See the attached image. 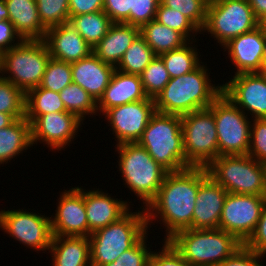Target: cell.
Here are the masks:
<instances>
[{"instance_id":"cell-1","label":"cell","mask_w":266,"mask_h":266,"mask_svg":"<svg viewBox=\"0 0 266 266\" xmlns=\"http://www.w3.org/2000/svg\"><path fill=\"white\" fill-rule=\"evenodd\" d=\"M199 186L200 167L168 172L157 195L144 208L147 227L151 225V221L160 218L166 228L165 241L179 231L192 229V216Z\"/></svg>"},{"instance_id":"cell-2","label":"cell","mask_w":266,"mask_h":266,"mask_svg":"<svg viewBox=\"0 0 266 266\" xmlns=\"http://www.w3.org/2000/svg\"><path fill=\"white\" fill-rule=\"evenodd\" d=\"M205 65L170 79L154 99L156 112L171 115H185L209 108L222 94L223 86L211 83Z\"/></svg>"},{"instance_id":"cell-3","label":"cell","mask_w":266,"mask_h":266,"mask_svg":"<svg viewBox=\"0 0 266 266\" xmlns=\"http://www.w3.org/2000/svg\"><path fill=\"white\" fill-rule=\"evenodd\" d=\"M191 266H217L243 246L221 229H185L168 240Z\"/></svg>"},{"instance_id":"cell-4","label":"cell","mask_w":266,"mask_h":266,"mask_svg":"<svg viewBox=\"0 0 266 266\" xmlns=\"http://www.w3.org/2000/svg\"><path fill=\"white\" fill-rule=\"evenodd\" d=\"M142 209L138 212L128 211L116 222L89 236L90 260L93 266H104L114 262L148 233L146 212Z\"/></svg>"},{"instance_id":"cell-5","label":"cell","mask_w":266,"mask_h":266,"mask_svg":"<svg viewBox=\"0 0 266 266\" xmlns=\"http://www.w3.org/2000/svg\"><path fill=\"white\" fill-rule=\"evenodd\" d=\"M138 143L168 172L187 168L181 116L156 112Z\"/></svg>"},{"instance_id":"cell-6","label":"cell","mask_w":266,"mask_h":266,"mask_svg":"<svg viewBox=\"0 0 266 266\" xmlns=\"http://www.w3.org/2000/svg\"><path fill=\"white\" fill-rule=\"evenodd\" d=\"M119 171L129 190L141 199L143 208L155 198L168 171L138 142L116 145Z\"/></svg>"},{"instance_id":"cell-7","label":"cell","mask_w":266,"mask_h":266,"mask_svg":"<svg viewBox=\"0 0 266 266\" xmlns=\"http://www.w3.org/2000/svg\"><path fill=\"white\" fill-rule=\"evenodd\" d=\"M206 169L228 193L266 196V165L249 155H222Z\"/></svg>"},{"instance_id":"cell-8","label":"cell","mask_w":266,"mask_h":266,"mask_svg":"<svg viewBox=\"0 0 266 266\" xmlns=\"http://www.w3.org/2000/svg\"><path fill=\"white\" fill-rule=\"evenodd\" d=\"M50 58L44 40L24 39L15 47L3 51L0 75L26 94L40 85Z\"/></svg>"},{"instance_id":"cell-9","label":"cell","mask_w":266,"mask_h":266,"mask_svg":"<svg viewBox=\"0 0 266 266\" xmlns=\"http://www.w3.org/2000/svg\"><path fill=\"white\" fill-rule=\"evenodd\" d=\"M187 168H207L220 156L213 112L201 109L181 116Z\"/></svg>"},{"instance_id":"cell-10","label":"cell","mask_w":266,"mask_h":266,"mask_svg":"<svg viewBox=\"0 0 266 266\" xmlns=\"http://www.w3.org/2000/svg\"><path fill=\"white\" fill-rule=\"evenodd\" d=\"M260 25L248 0H209L201 32L210 33L224 46L231 39Z\"/></svg>"},{"instance_id":"cell-11","label":"cell","mask_w":266,"mask_h":266,"mask_svg":"<svg viewBox=\"0 0 266 266\" xmlns=\"http://www.w3.org/2000/svg\"><path fill=\"white\" fill-rule=\"evenodd\" d=\"M209 109L214 115L220 156L248 155L252 120L223 93Z\"/></svg>"},{"instance_id":"cell-12","label":"cell","mask_w":266,"mask_h":266,"mask_svg":"<svg viewBox=\"0 0 266 266\" xmlns=\"http://www.w3.org/2000/svg\"><path fill=\"white\" fill-rule=\"evenodd\" d=\"M0 228L26 247L49 251L52 241L51 217L25 210H1Z\"/></svg>"},{"instance_id":"cell-13","label":"cell","mask_w":266,"mask_h":266,"mask_svg":"<svg viewBox=\"0 0 266 266\" xmlns=\"http://www.w3.org/2000/svg\"><path fill=\"white\" fill-rule=\"evenodd\" d=\"M266 196L228 193L224 202L219 229L245 243L260 219Z\"/></svg>"},{"instance_id":"cell-14","label":"cell","mask_w":266,"mask_h":266,"mask_svg":"<svg viewBox=\"0 0 266 266\" xmlns=\"http://www.w3.org/2000/svg\"><path fill=\"white\" fill-rule=\"evenodd\" d=\"M156 113L154 99L144 100L112 107L103 115L110 123L117 144L135 143L140 140L151 117Z\"/></svg>"},{"instance_id":"cell-15","label":"cell","mask_w":266,"mask_h":266,"mask_svg":"<svg viewBox=\"0 0 266 266\" xmlns=\"http://www.w3.org/2000/svg\"><path fill=\"white\" fill-rule=\"evenodd\" d=\"M222 86V93L245 114L266 119V72L237 74Z\"/></svg>"},{"instance_id":"cell-16","label":"cell","mask_w":266,"mask_h":266,"mask_svg":"<svg viewBox=\"0 0 266 266\" xmlns=\"http://www.w3.org/2000/svg\"><path fill=\"white\" fill-rule=\"evenodd\" d=\"M82 123L70 112L43 114L31 124L32 146L39 141L47 144L52 151L64 149L73 141Z\"/></svg>"},{"instance_id":"cell-17","label":"cell","mask_w":266,"mask_h":266,"mask_svg":"<svg viewBox=\"0 0 266 266\" xmlns=\"http://www.w3.org/2000/svg\"><path fill=\"white\" fill-rule=\"evenodd\" d=\"M55 216H51V229L54 236H86L88 222L84 205V189L72 187L61 193Z\"/></svg>"},{"instance_id":"cell-18","label":"cell","mask_w":266,"mask_h":266,"mask_svg":"<svg viewBox=\"0 0 266 266\" xmlns=\"http://www.w3.org/2000/svg\"><path fill=\"white\" fill-rule=\"evenodd\" d=\"M228 192L205 167H200V186L192 216V229H218Z\"/></svg>"},{"instance_id":"cell-19","label":"cell","mask_w":266,"mask_h":266,"mask_svg":"<svg viewBox=\"0 0 266 266\" xmlns=\"http://www.w3.org/2000/svg\"><path fill=\"white\" fill-rule=\"evenodd\" d=\"M266 28L259 25L255 29L237 36L223 48L237 68L234 75L241 73H263V46Z\"/></svg>"},{"instance_id":"cell-20","label":"cell","mask_w":266,"mask_h":266,"mask_svg":"<svg viewBox=\"0 0 266 266\" xmlns=\"http://www.w3.org/2000/svg\"><path fill=\"white\" fill-rule=\"evenodd\" d=\"M44 41L50 56L64 62L79 61L92 53V47L69 22L47 29Z\"/></svg>"},{"instance_id":"cell-21","label":"cell","mask_w":266,"mask_h":266,"mask_svg":"<svg viewBox=\"0 0 266 266\" xmlns=\"http://www.w3.org/2000/svg\"><path fill=\"white\" fill-rule=\"evenodd\" d=\"M84 205L88 222V237L93 232L116 222L130 210L127 201L114 199L99 189L84 191Z\"/></svg>"},{"instance_id":"cell-22","label":"cell","mask_w":266,"mask_h":266,"mask_svg":"<svg viewBox=\"0 0 266 266\" xmlns=\"http://www.w3.org/2000/svg\"><path fill=\"white\" fill-rule=\"evenodd\" d=\"M115 67L104 63L93 52L71 63L72 82L78 84L98 102L107 88Z\"/></svg>"},{"instance_id":"cell-23","label":"cell","mask_w":266,"mask_h":266,"mask_svg":"<svg viewBox=\"0 0 266 266\" xmlns=\"http://www.w3.org/2000/svg\"><path fill=\"white\" fill-rule=\"evenodd\" d=\"M146 98L139 75L127 74L115 69L103 96L97 102V109L103 115L112 107Z\"/></svg>"},{"instance_id":"cell-24","label":"cell","mask_w":266,"mask_h":266,"mask_svg":"<svg viewBox=\"0 0 266 266\" xmlns=\"http://www.w3.org/2000/svg\"><path fill=\"white\" fill-rule=\"evenodd\" d=\"M140 34V28L127 23H112L107 34L92 48V52L104 63L115 68L126 49Z\"/></svg>"},{"instance_id":"cell-25","label":"cell","mask_w":266,"mask_h":266,"mask_svg":"<svg viewBox=\"0 0 266 266\" xmlns=\"http://www.w3.org/2000/svg\"><path fill=\"white\" fill-rule=\"evenodd\" d=\"M9 12L8 20L24 40H44L47 29L42 25L36 0H4Z\"/></svg>"},{"instance_id":"cell-26","label":"cell","mask_w":266,"mask_h":266,"mask_svg":"<svg viewBox=\"0 0 266 266\" xmlns=\"http://www.w3.org/2000/svg\"><path fill=\"white\" fill-rule=\"evenodd\" d=\"M49 252L52 266H87L91 264L89 237L54 236Z\"/></svg>"},{"instance_id":"cell-27","label":"cell","mask_w":266,"mask_h":266,"mask_svg":"<svg viewBox=\"0 0 266 266\" xmlns=\"http://www.w3.org/2000/svg\"><path fill=\"white\" fill-rule=\"evenodd\" d=\"M28 147H32L31 123L25 117L0 129V164L10 162Z\"/></svg>"},{"instance_id":"cell-28","label":"cell","mask_w":266,"mask_h":266,"mask_svg":"<svg viewBox=\"0 0 266 266\" xmlns=\"http://www.w3.org/2000/svg\"><path fill=\"white\" fill-rule=\"evenodd\" d=\"M145 39L156 56L184 46L189 40L180 32L152 20L140 28Z\"/></svg>"},{"instance_id":"cell-29","label":"cell","mask_w":266,"mask_h":266,"mask_svg":"<svg viewBox=\"0 0 266 266\" xmlns=\"http://www.w3.org/2000/svg\"><path fill=\"white\" fill-rule=\"evenodd\" d=\"M55 112H67L58 92L38 86L26 93L25 118L31 124L39 116Z\"/></svg>"},{"instance_id":"cell-30","label":"cell","mask_w":266,"mask_h":266,"mask_svg":"<svg viewBox=\"0 0 266 266\" xmlns=\"http://www.w3.org/2000/svg\"><path fill=\"white\" fill-rule=\"evenodd\" d=\"M69 23L93 48L108 32L113 23L102 10L88 14L73 16Z\"/></svg>"},{"instance_id":"cell-31","label":"cell","mask_w":266,"mask_h":266,"mask_svg":"<svg viewBox=\"0 0 266 266\" xmlns=\"http://www.w3.org/2000/svg\"><path fill=\"white\" fill-rule=\"evenodd\" d=\"M194 41L193 39L178 49L160 55L171 79L185 75L200 65L199 49L195 48V44L192 46Z\"/></svg>"},{"instance_id":"cell-32","label":"cell","mask_w":266,"mask_h":266,"mask_svg":"<svg viewBox=\"0 0 266 266\" xmlns=\"http://www.w3.org/2000/svg\"><path fill=\"white\" fill-rule=\"evenodd\" d=\"M155 56L156 54L139 34L126 49L116 69L127 74L140 76Z\"/></svg>"},{"instance_id":"cell-33","label":"cell","mask_w":266,"mask_h":266,"mask_svg":"<svg viewBox=\"0 0 266 266\" xmlns=\"http://www.w3.org/2000/svg\"><path fill=\"white\" fill-rule=\"evenodd\" d=\"M67 112L75 114L81 121L85 115L98 113L97 102L78 84L70 83L60 93Z\"/></svg>"},{"instance_id":"cell-34","label":"cell","mask_w":266,"mask_h":266,"mask_svg":"<svg viewBox=\"0 0 266 266\" xmlns=\"http://www.w3.org/2000/svg\"><path fill=\"white\" fill-rule=\"evenodd\" d=\"M140 77L146 96L152 99L157 97L171 79L160 56H155Z\"/></svg>"},{"instance_id":"cell-35","label":"cell","mask_w":266,"mask_h":266,"mask_svg":"<svg viewBox=\"0 0 266 266\" xmlns=\"http://www.w3.org/2000/svg\"><path fill=\"white\" fill-rule=\"evenodd\" d=\"M26 94L0 75V112L14 119L25 117Z\"/></svg>"},{"instance_id":"cell-36","label":"cell","mask_w":266,"mask_h":266,"mask_svg":"<svg viewBox=\"0 0 266 266\" xmlns=\"http://www.w3.org/2000/svg\"><path fill=\"white\" fill-rule=\"evenodd\" d=\"M70 83H72L71 63L51 57L39 86L60 93Z\"/></svg>"},{"instance_id":"cell-37","label":"cell","mask_w":266,"mask_h":266,"mask_svg":"<svg viewBox=\"0 0 266 266\" xmlns=\"http://www.w3.org/2000/svg\"><path fill=\"white\" fill-rule=\"evenodd\" d=\"M36 4L40 21L46 29L69 22V0H36Z\"/></svg>"},{"instance_id":"cell-38","label":"cell","mask_w":266,"mask_h":266,"mask_svg":"<svg viewBox=\"0 0 266 266\" xmlns=\"http://www.w3.org/2000/svg\"><path fill=\"white\" fill-rule=\"evenodd\" d=\"M155 20L163 25L182 33L189 41L191 36L201 31L180 11L164 6L161 2L158 5ZM193 33V35L191 34Z\"/></svg>"},{"instance_id":"cell-39","label":"cell","mask_w":266,"mask_h":266,"mask_svg":"<svg viewBox=\"0 0 266 266\" xmlns=\"http://www.w3.org/2000/svg\"><path fill=\"white\" fill-rule=\"evenodd\" d=\"M160 2L166 7L180 11L200 31L204 27L209 0H160Z\"/></svg>"},{"instance_id":"cell-40","label":"cell","mask_w":266,"mask_h":266,"mask_svg":"<svg viewBox=\"0 0 266 266\" xmlns=\"http://www.w3.org/2000/svg\"><path fill=\"white\" fill-rule=\"evenodd\" d=\"M146 233L132 248L126 250L114 262L104 266H148L152 251L147 247ZM148 249V250H147Z\"/></svg>"},{"instance_id":"cell-41","label":"cell","mask_w":266,"mask_h":266,"mask_svg":"<svg viewBox=\"0 0 266 266\" xmlns=\"http://www.w3.org/2000/svg\"><path fill=\"white\" fill-rule=\"evenodd\" d=\"M248 155L266 165V119H253Z\"/></svg>"},{"instance_id":"cell-42","label":"cell","mask_w":266,"mask_h":266,"mask_svg":"<svg viewBox=\"0 0 266 266\" xmlns=\"http://www.w3.org/2000/svg\"><path fill=\"white\" fill-rule=\"evenodd\" d=\"M160 0H131L130 25L141 28L155 20Z\"/></svg>"},{"instance_id":"cell-43","label":"cell","mask_w":266,"mask_h":266,"mask_svg":"<svg viewBox=\"0 0 266 266\" xmlns=\"http://www.w3.org/2000/svg\"><path fill=\"white\" fill-rule=\"evenodd\" d=\"M159 252L152 251L148 266H191L169 241H164Z\"/></svg>"},{"instance_id":"cell-44","label":"cell","mask_w":266,"mask_h":266,"mask_svg":"<svg viewBox=\"0 0 266 266\" xmlns=\"http://www.w3.org/2000/svg\"><path fill=\"white\" fill-rule=\"evenodd\" d=\"M243 245L256 253L266 256V200L254 232Z\"/></svg>"},{"instance_id":"cell-45","label":"cell","mask_w":266,"mask_h":266,"mask_svg":"<svg viewBox=\"0 0 266 266\" xmlns=\"http://www.w3.org/2000/svg\"><path fill=\"white\" fill-rule=\"evenodd\" d=\"M131 0H103V11L113 23L130 24Z\"/></svg>"},{"instance_id":"cell-46","label":"cell","mask_w":266,"mask_h":266,"mask_svg":"<svg viewBox=\"0 0 266 266\" xmlns=\"http://www.w3.org/2000/svg\"><path fill=\"white\" fill-rule=\"evenodd\" d=\"M264 256L265 255L256 253L243 245L233 255L217 266H264L259 262Z\"/></svg>"},{"instance_id":"cell-47","label":"cell","mask_w":266,"mask_h":266,"mask_svg":"<svg viewBox=\"0 0 266 266\" xmlns=\"http://www.w3.org/2000/svg\"><path fill=\"white\" fill-rule=\"evenodd\" d=\"M22 40L23 39L15 31L14 25L9 20L0 21V50L1 51H6V50L11 49L12 47H15Z\"/></svg>"},{"instance_id":"cell-48","label":"cell","mask_w":266,"mask_h":266,"mask_svg":"<svg viewBox=\"0 0 266 266\" xmlns=\"http://www.w3.org/2000/svg\"><path fill=\"white\" fill-rule=\"evenodd\" d=\"M103 10V0H69V16L88 14Z\"/></svg>"},{"instance_id":"cell-49","label":"cell","mask_w":266,"mask_h":266,"mask_svg":"<svg viewBox=\"0 0 266 266\" xmlns=\"http://www.w3.org/2000/svg\"><path fill=\"white\" fill-rule=\"evenodd\" d=\"M255 17L261 22L266 16V0H248Z\"/></svg>"},{"instance_id":"cell-50","label":"cell","mask_w":266,"mask_h":266,"mask_svg":"<svg viewBox=\"0 0 266 266\" xmlns=\"http://www.w3.org/2000/svg\"><path fill=\"white\" fill-rule=\"evenodd\" d=\"M14 120L10 114L0 112V129L9 126Z\"/></svg>"},{"instance_id":"cell-51","label":"cell","mask_w":266,"mask_h":266,"mask_svg":"<svg viewBox=\"0 0 266 266\" xmlns=\"http://www.w3.org/2000/svg\"><path fill=\"white\" fill-rule=\"evenodd\" d=\"M9 12L4 0H0V21L8 20Z\"/></svg>"},{"instance_id":"cell-52","label":"cell","mask_w":266,"mask_h":266,"mask_svg":"<svg viewBox=\"0 0 266 266\" xmlns=\"http://www.w3.org/2000/svg\"><path fill=\"white\" fill-rule=\"evenodd\" d=\"M263 72H266V32H265V41L263 46Z\"/></svg>"},{"instance_id":"cell-53","label":"cell","mask_w":266,"mask_h":266,"mask_svg":"<svg viewBox=\"0 0 266 266\" xmlns=\"http://www.w3.org/2000/svg\"><path fill=\"white\" fill-rule=\"evenodd\" d=\"M2 58H3V51L0 50V73L2 69Z\"/></svg>"},{"instance_id":"cell-54","label":"cell","mask_w":266,"mask_h":266,"mask_svg":"<svg viewBox=\"0 0 266 266\" xmlns=\"http://www.w3.org/2000/svg\"><path fill=\"white\" fill-rule=\"evenodd\" d=\"M260 25L264 28H266V16L265 18L260 22Z\"/></svg>"}]
</instances>
